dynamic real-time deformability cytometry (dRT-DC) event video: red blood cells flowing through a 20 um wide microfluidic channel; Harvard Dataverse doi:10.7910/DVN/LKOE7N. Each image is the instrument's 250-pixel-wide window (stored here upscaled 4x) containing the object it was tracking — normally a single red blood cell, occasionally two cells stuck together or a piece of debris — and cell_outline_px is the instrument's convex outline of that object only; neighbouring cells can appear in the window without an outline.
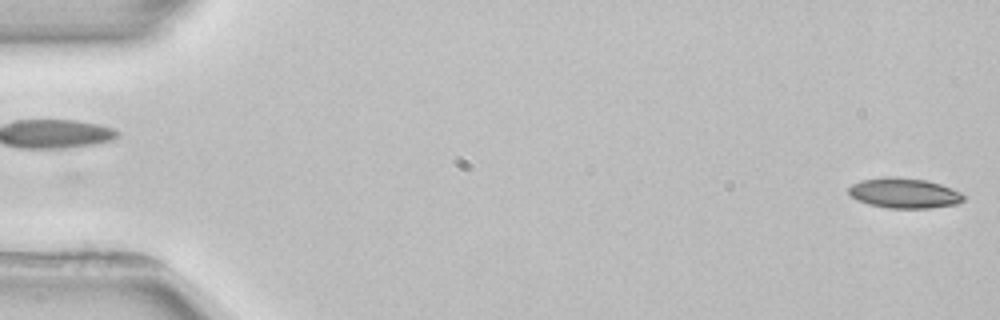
{"species": "common noctule bat (a hibernating species)", "species_latin": "Nyctalus noctula", "temperature_condition": "room temperature", "stored_images_in_passage": 6, "camera_frame_rate_fps": 3000, "um_per_image_px": 0.085, "animal": {"sex": "female", "body_mass_g": 22.7, "forearm_length_mm": 54.2}, "frame": {"image": 1, "passage_image": 6, "time_ms": 8.0, "image_size_px": [1000, 320], "cell_outline_px": [[964, 200], [956, 204], [932, 208], [888, 208], [868, 204], [856, 200], [848, 192], [848, 188], [852, 184], [860, 180], [880, 176], [892, 176], [924, 180], [940, 184], [952, 188], [960, 192], [964, 196]], "centroid_in_image_um": [76.82, 16.41], "position_along_channel_um": 8.2, "area_um2": 20.35}}